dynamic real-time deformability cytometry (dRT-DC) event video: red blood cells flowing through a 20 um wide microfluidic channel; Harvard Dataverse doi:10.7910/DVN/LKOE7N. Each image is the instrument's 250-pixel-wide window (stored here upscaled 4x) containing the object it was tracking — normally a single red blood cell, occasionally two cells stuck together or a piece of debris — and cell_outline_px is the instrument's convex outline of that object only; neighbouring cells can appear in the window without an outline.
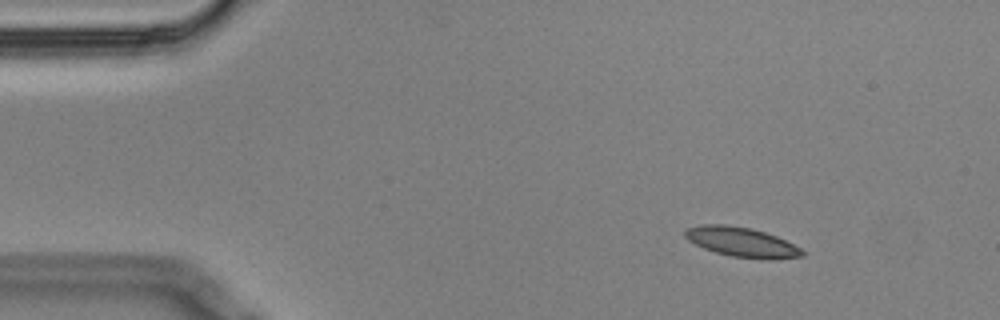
{"species": "Egyptian fruit bat (a non-hibernating species)", "species_latin": "Rousettus aegyptiacus", "temperature_condition": "cold", "stored_images_in_passage": 52, "camera_frame_rate_fps": 3000, "um_per_image_px": 0.085, "animal": {"sex": "male"}, "frame": {"image": 1, "passage_image": 1, "time_ms": 0.0, "image_size_px": [1000, 320], "cell_outline_px": [[804, 256], [732, 256], [716, 252], [704, 248], [688, 240], [684, 236], [684, 228], [700, 224], [724, 224], [748, 228], [764, 232], [776, 236], [800, 248], [804, 252]], "centroid_in_image_um": [62.88, 20.5], "position_along_channel_um": 22.1, "area_um2": 19.07}}
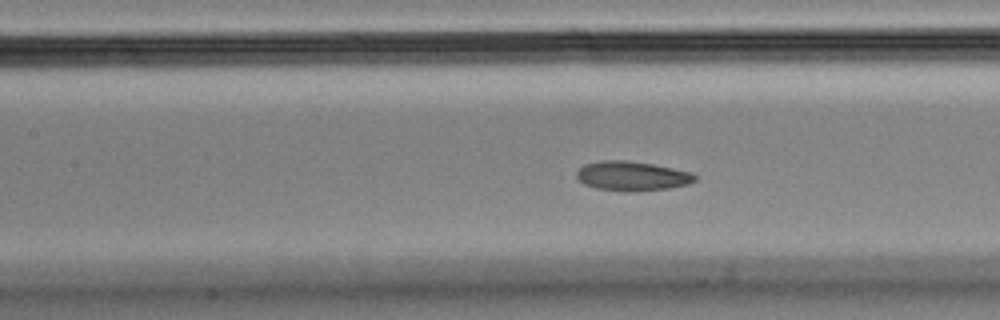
{"frame": {"image": 2, "passage_image": 19, "time_ms": 6.0, "image_size_px": [1000, 320], "cell_outline_px": [[696, 180], [688, 184], [668, 188], [628, 192], [624, 192], [596, 188], [584, 184], [576, 176], [576, 172], [584, 164], [604, 160], [628, 160], [652, 164], [692, 172], [696, 176]], "centroid_in_image_um": [53.71, 14.96], "position_along_channel_um": 153.7, "area_um2": 20.29}}
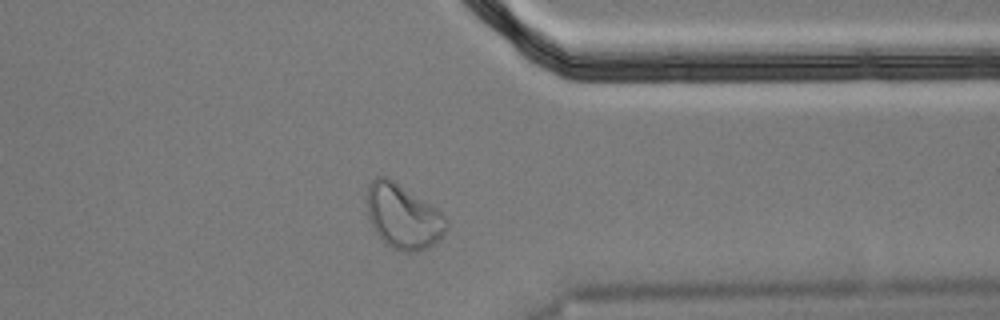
{"frame": {"image": 3, "passage_image": 39, "time_ms": 12.667, "image_size_px": [1000, 320], "cell_outline_px": [[448, 224], [444, 232], [428, 248], [416, 252], [404, 252], [388, 244], [376, 232], [368, 216], [364, 200], [368, 184], [376, 176], [388, 176], [436, 208], [448, 220]], "centroid_in_image_um": [34.22, 18.35], "position_along_channel_um": 377.2, "area_um2": 29.77}, "authors_computed_cell_mechanics": {"area_um2": 20.23, "velocity_mm_per_s": 3.4398, "shape_relaxation_time_tau1_ms": 6.753, "shape_relaxation_time_tau2_ms": 2.5005, "deformation_change_tau1": 0.1571, "deformation_change_tau2": 0.0798}}